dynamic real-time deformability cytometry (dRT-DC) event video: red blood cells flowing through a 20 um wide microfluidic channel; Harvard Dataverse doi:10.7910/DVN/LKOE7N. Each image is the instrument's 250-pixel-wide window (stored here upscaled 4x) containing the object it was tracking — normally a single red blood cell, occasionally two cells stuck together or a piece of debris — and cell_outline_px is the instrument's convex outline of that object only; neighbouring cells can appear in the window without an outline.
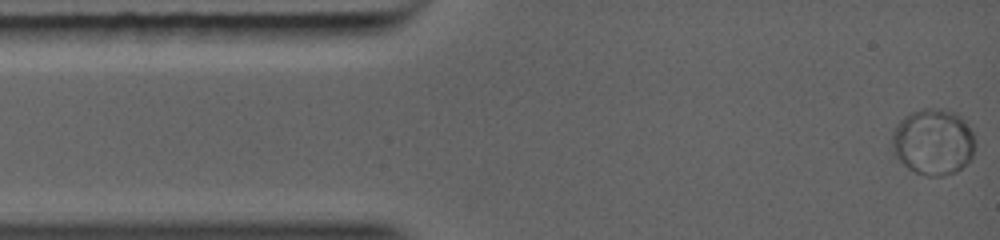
{"species": "common noctule bat (a hibernating species)", "species_latin": "Nyctalus noctula", "temperature_condition": "warm", "stored_images_in_passage": 8, "camera_frame_rate_fps": 5000, "um_per_image_px": 0.085, "animal": {"sex": "female", "body_mass_g": 19.0, "forearm_length_mm": 56.7}, "frame": {"image": 1, "passage_image": 1, "time_ms": 0.0, "image_size_px": [1000, 240], "cell_outline_px": [[972, 156], [956, 172], [944, 176], [928, 176], [916, 172], [908, 168], [892, 152], [892, 132], [896, 124], [904, 116], [912, 112], [924, 108], [944, 108], [956, 112], [964, 120], [972, 132]], "centroid_in_image_um": [79.28, 12.04], "position_along_channel_um": 5.7, "area_um2": 31.91}}
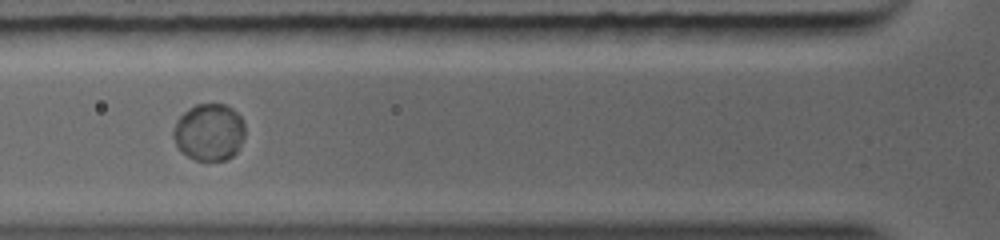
{"frame": {"image": 2, "passage_image": 5, "time_ms": 3.8, "image_size_px": [1000, 240], "cell_outline_px": [[244, 136], [236, 152], [232, 156], [224, 160], [196, 160], [188, 156], [176, 144], [172, 136], [172, 132], [176, 120], [184, 112], [196, 104], [224, 104], [232, 108], [240, 116], [244, 124]], "centroid_in_image_um": [17.77, 11.22], "position_along_channel_um": 108.0, "area_um2": 23.64}}
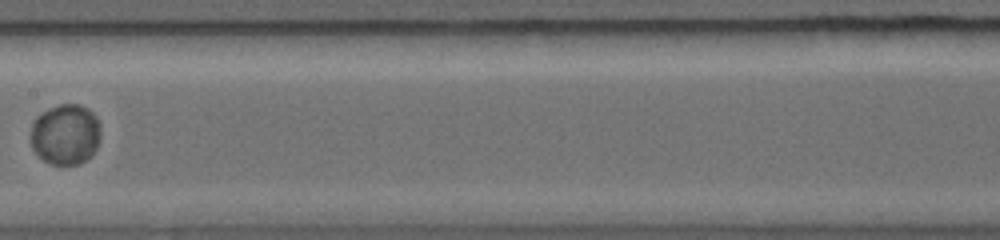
{"frame": {"image": 3, "passage_image": 7, "time_ms": 5.8, "image_size_px": [1000, 240], "cell_outline_px": [[100, 140], [96, 148], [80, 164], [52, 164], [44, 160], [32, 148], [32, 124], [44, 112], [60, 104], [76, 104], [88, 108], [96, 116], [100, 124]], "centroid_in_image_um": [5.6, 11.42], "position_along_channel_um": 201.8, "area_um2": 24.22}}